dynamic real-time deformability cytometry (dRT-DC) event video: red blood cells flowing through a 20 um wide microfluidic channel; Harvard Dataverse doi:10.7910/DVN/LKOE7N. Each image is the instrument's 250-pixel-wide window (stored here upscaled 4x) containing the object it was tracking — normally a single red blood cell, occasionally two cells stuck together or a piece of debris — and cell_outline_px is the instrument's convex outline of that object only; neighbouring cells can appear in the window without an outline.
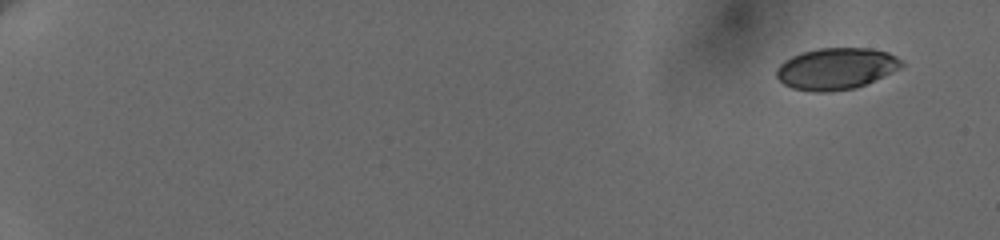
{"species": "human", "species_latin": "Homo sapiens", "temperature_condition": "cold", "stored_images_in_passage": 10, "camera_frame_rate_fps": 3000, "um_per_image_px": 0.085, "donor": {"sex": "female"}, "frame": {"image": 1, "passage_image": 1, "time_ms": 0.0, "image_size_px": [1000, 240], "cell_outline_px": [[904, 64], [900, 68], [892, 72], [856, 88], [828, 92], [816, 92], [792, 88], [784, 84], [776, 76], [776, 68], [784, 60], [792, 56], [804, 52], [820, 48], [868, 48], [888, 52], [904, 60]], "centroid_in_image_um": [71.08, 5.83], "position_along_channel_um": 13.9, "area_um2": 30.29}}
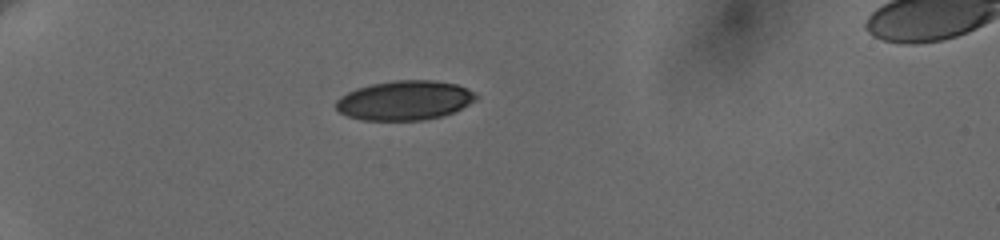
{"frame": {"image": 2, "passage_image": 7, "time_ms": 5.333, "image_size_px": [1000, 240], "cell_outline_px": [[476, 100], [456, 112], [444, 116], [424, 120], [360, 120], [348, 116], [340, 112], [336, 108], [336, 100], [340, 96], [356, 88], [372, 84], [396, 80], [432, 80], [456, 84], [476, 92]], "centroid_in_image_um": [34.42, 8.54], "position_along_channel_um": 50.6, "area_um2": 32.37}}
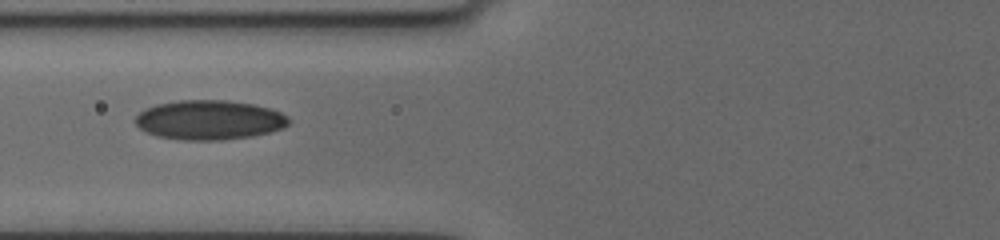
{"frame": {"image": 3, "passage_image": 10, "time_ms": 8.0, "image_size_px": [1000, 240], "cell_outline_px": [[288, 124], [284, 128], [272, 132], [252, 136], [220, 140], [184, 140], [156, 136], [140, 128], [136, 124], [136, 116], [144, 108], [156, 104], [180, 100], [228, 100], [252, 104], [268, 108], [280, 112], [288, 116]], "centroid_in_image_um": [17.79, 10.19], "position_along_channel_um": 108.0, "area_um2": 35.32}}